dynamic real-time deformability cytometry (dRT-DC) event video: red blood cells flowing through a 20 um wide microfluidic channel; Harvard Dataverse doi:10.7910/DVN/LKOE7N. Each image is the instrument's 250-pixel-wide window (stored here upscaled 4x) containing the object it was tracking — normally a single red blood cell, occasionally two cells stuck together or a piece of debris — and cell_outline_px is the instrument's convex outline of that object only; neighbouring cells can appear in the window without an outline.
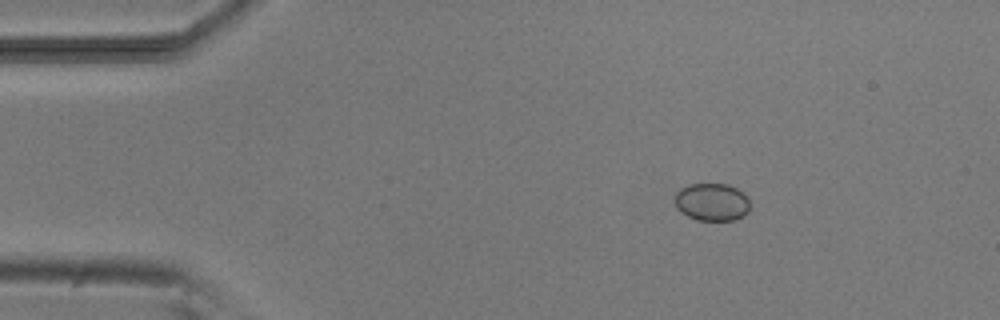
{"species": "common noctule bat (a hibernating species)", "species_latin": "Nyctalus noctula", "temperature_condition": "room temperature", "stored_images_in_passage": 3, "camera_frame_rate_fps": 3000, "um_per_image_px": 0.085, "animal": {"sex": "male", "body_mass_g": 20.5, "forearm_length_mm": 52.5}, "frame": {"image": 1, "passage_image": 1, "time_ms": 0.0, "image_size_px": [1000, 320], "cell_outline_px": [[748, 212], [744, 216], [732, 220], [696, 220], [680, 212], [676, 208], [676, 192], [680, 188], [688, 184], [724, 184], [736, 188], [744, 192], [748, 200]], "centroid_in_image_um": [60.5, 17.17], "position_along_channel_um": 24.5, "area_um2": 16.47}}
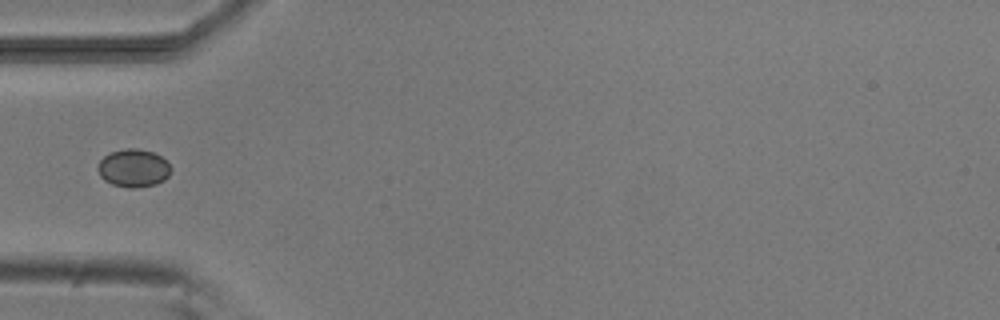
{"frame": {"image": 2, "passage_image": 3, "time_ms": 3.0, "image_size_px": [1000, 320], "cell_outline_px": [[172, 168], [168, 176], [164, 180], [156, 184], [136, 188], [128, 188], [112, 184], [104, 180], [100, 176], [96, 168], [100, 160], [104, 156], [112, 152], [124, 148], [136, 148], [152, 152], [160, 156]], "centroid_in_image_um": [11.32, 14.3], "position_along_channel_um": 73.7, "area_um2": 16.18}}